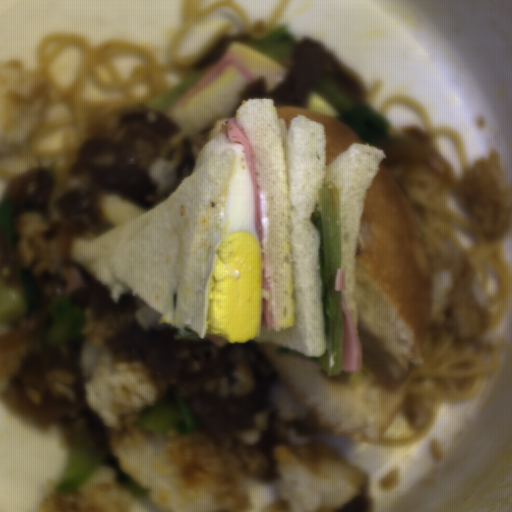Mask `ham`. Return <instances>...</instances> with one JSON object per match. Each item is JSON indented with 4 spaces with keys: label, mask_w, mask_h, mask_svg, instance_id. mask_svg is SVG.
I'll return each mask as SVG.
<instances>
[{
    "label": "ham",
    "mask_w": 512,
    "mask_h": 512,
    "mask_svg": "<svg viewBox=\"0 0 512 512\" xmlns=\"http://www.w3.org/2000/svg\"><path fill=\"white\" fill-rule=\"evenodd\" d=\"M203 339L213 343L218 349H223V350L230 342L223 337H220L218 335H211V334H206Z\"/></svg>",
    "instance_id": "4e895bc4"
},
{
    "label": "ham",
    "mask_w": 512,
    "mask_h": 512,
    "mask_svg": "<svg viewBox=\"0 0 512 512\" xmlns=\"http://www.w3.org/2000/svg\"><path fill=\"white\" fill-rule=\"evenodd\" d=\"M227 121L221 128V133L225 134L233 144H240L243 147L244 157L246 159L252 183L253 190V206H254V224L255 232L260 241L261 250V320L260 327L266 330H277L275 309L273 280L269 267L266 241L263 226L262 199L257 176L256 159L252 147V143L247 133L242 128L238 116L228 117Z\"/></svg>",
    "instance_id": "37f43c06"
},
{
    "label": "ham",
    "mask_w": 512,
    "mask_h": 512,
    "mask_svg": "<svg viewBox=\"0 0 512 512\" xmlns=\"http://www.w3.org/2000/svg\"><path fill=\"white\" fill-rule=\"evenodd\" d=\"M226 67H232L238 69L242 77L244 78L246 85L245 88L248 87L255 79L246 66V64L241 61L236 55L232 52H225L222 56H220L214 65L192 86H190L185 92H183L175 101H173L166 109L165 115L167 118H170L168 113L191 99L194 95H196L201 89H203L209 82H211L216 76H218ZM244 88V89H245Z\"/></svg>",
    "instance_id": "d13d27c6"
},
{
    "label": "ham",
    "mask_w": 512,
    "mask_h": 512,
    "mask_svg": "<svg viewBox=\"0 0 512 512\" xmlns=\"http://www.w3.org/2000/svg\"><path fill=\"white\" fill-rule=\"evenodd\" d=\"M333 287L340 291L344 339L341 351V372H360L362 368V342L359 329L347 306L344 266L338 268Z\"/></svg>",
    "instance_id": "09b19980"
}]
</instances>
